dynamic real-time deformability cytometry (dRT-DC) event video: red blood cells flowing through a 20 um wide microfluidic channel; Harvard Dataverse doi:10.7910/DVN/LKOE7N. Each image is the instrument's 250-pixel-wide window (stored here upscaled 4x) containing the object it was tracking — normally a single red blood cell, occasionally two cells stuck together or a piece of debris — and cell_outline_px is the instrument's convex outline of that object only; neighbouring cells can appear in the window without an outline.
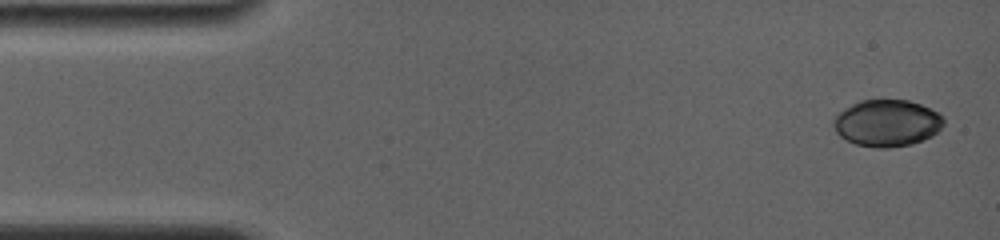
{"species": "common noctule bat (a hibernating species)", "species_latin": "Nyctalus noctula", "temperature_condition": "room temperature", "stored_images_in_passage": 15, "camera_frame_rate_fps": 4000, "um_per_image_px": 0.085, "animal": {"sex": "female", "body_mass_g": 19.0, "forearm_length_mm": 56.7}, "frame": {"image": 1, "passage_image": 1, "time_ms": 0.0, "image_size_px": [1000, 240], "cell_outline_px": [[944, 124], [932, 136], [924, 140], [912, 144], [888, 148], [876, 148], [856, 144], [840, 136], [836, 132], [832, 124], [832, 120], [844, 108], [860, 100], [908, 100], [920, 104], [944, 116]], "centroid_in_image_um": [75.39, 10.47], "position_along_channel_um": 9.6, "area_um2": 30.06}}
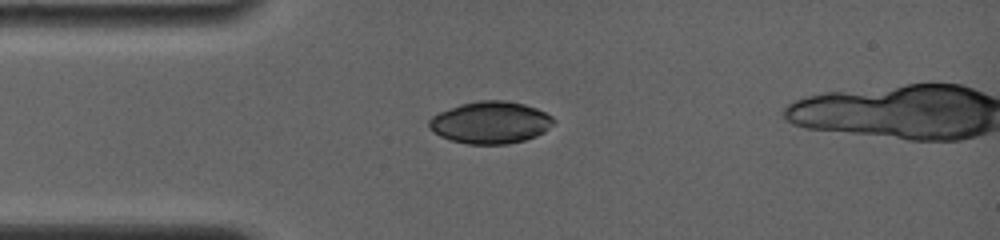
{"frame": {"image": 2, "passage_image": 12, "time_ms": 3.5, "image_size_px": [1000, 240], "cell_outline_px": [[556, 120], [544, 132], [536, 136], [524, 140], [508, 144], [468, 144], [452, 140], [440, 136], [428, 124], [428, 120], [432, 116], [440, 112], [460, 104], [476, 100], [504, 100], [524, 104], [536, 108], [552, 116]], "centroid_in_image_um": [41.71, 10.4], "position_along_channel_um": 43.3, "area_um2": 30.4}}